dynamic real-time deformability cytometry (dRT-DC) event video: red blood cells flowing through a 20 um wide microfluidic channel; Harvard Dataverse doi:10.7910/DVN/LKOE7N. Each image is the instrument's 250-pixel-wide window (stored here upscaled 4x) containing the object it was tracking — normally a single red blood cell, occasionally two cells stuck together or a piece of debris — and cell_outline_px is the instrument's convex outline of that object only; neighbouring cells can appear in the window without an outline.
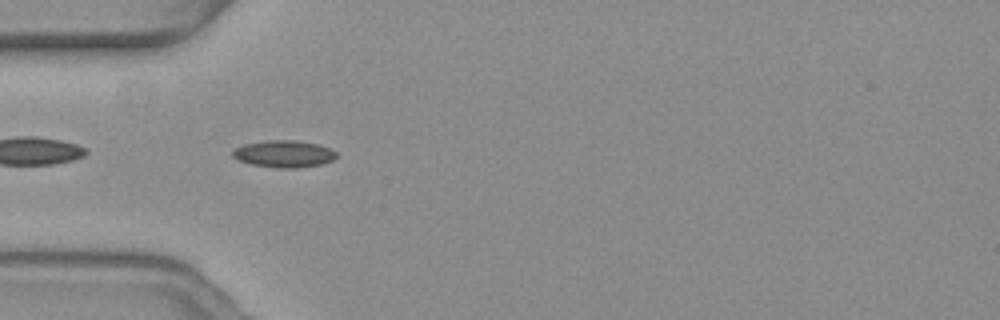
{"species": "common noctule bat (a hibernating species)", "species_latin": "Nyctalus noctula", "temperature_condition": "warm", "stored_images_in_passage": 42, "camera_frame_rate_fps": 3000, "um_per_image_px": 0.085, "animal": {"sex": "female", "body_mass_g": 19.3, "forearm_length_mm": 54.1}, "frame": {"image": 1, "passage_image": 3, "time_ms": 0.667, "image_size_px": [1000, 320], "cell_outline_px": [[336, 156], [332, 160], [320, 164], [296, 168], [276, 168], [248, 164], [232, 156], [232, 152], [236, 148], [244, 144], [268, 140], [296, 140], [316, 144], [328, 148], [336, 152]], "centroid_in_image_um": [24.1, 13.08], "position_along_channel_um": 60.9, "area_um2": 16.18}}
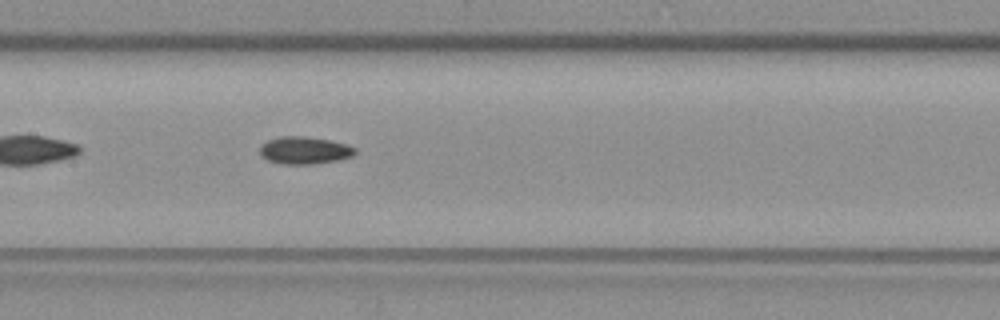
{"frame": {"image": 2, "passage_image": 13, "time_ms": 4.0, "image_size_px": [1000, 320], "cell_outline_px": [[356, 152], [352, 156], [340, 160], [316, 164], [280, 164], [268, 160], [260, 156], [260, 144], [268, 140], [280, 136], [304, 136], [328, 140], [344, 144], [356, 148]], "centroid_in_image_um": [25.85, 12.79], "position_along_channel_um": 181.5, "area_um2": 15.32}}
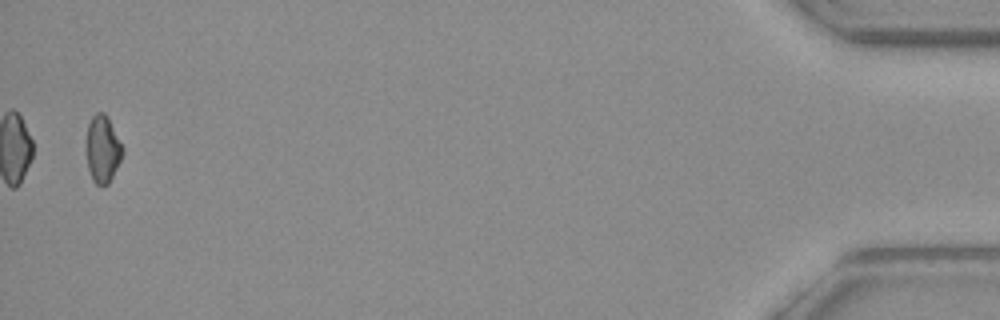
{"frame": {"image": 3, "passage_image": 41, "time_ms": 13.333, "image_size_px": [1000, 320], "cell_outline_px": [[124, 152], [108, 184], [96, 184], [92, 180], [88, 168], [88, 124], [92, 116], [96, 112], [104, 112], [108, 116], [124, 148]], "centroid_in_image_um": [8.76, 12.63], "position_along_channel_um": 426.4, "area_um2": 13.87}, "authors_computed_cell_mechanics": {"area_um2": 14.5945, "velocity_mm_per_s": 3.65, "shape_relaxation_time_tau1_ms": 4.8351, "shape_relaxation_time_tau2_ms": null, "deformation_change_tau1": 0.1053, "deformation_change_tau2": null}}